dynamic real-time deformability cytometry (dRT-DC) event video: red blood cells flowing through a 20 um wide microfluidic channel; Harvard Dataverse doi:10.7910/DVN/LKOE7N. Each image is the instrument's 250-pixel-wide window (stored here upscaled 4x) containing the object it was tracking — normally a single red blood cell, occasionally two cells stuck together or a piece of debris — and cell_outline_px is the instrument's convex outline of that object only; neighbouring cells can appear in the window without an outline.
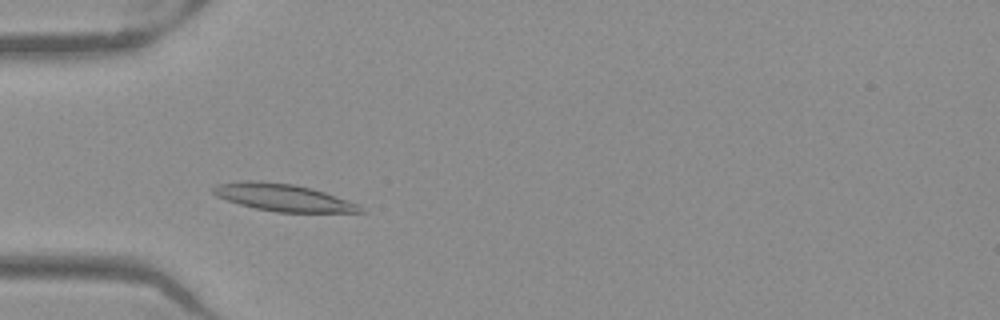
{"species": "Egyptian fruit bat (a non-hibernating species)", "species_latin": "Rousettus aegyptiacus", "temperature_condition": "warm", "stored_images_in_passage": 46, "camera_frame_rate_fps": 3000, "um_per_image_px": 0.085, "frame": {"image": 1, "passage_image": 10, "time_ms": 3.0, "image_size_px": [1000, 320], "cell_outline_px": [[364, 212], [276, 212], [256, 208], [240, 204], [216, 196], [212, 192], [212, 188], [216, 184], [244, 180], [256, 180], [292, 184], [312, 188], [360, 204], [364, 208]], "centroid_in_image_um": [24.07, 16.78], "position_along_channel_um": 60.9, "area_um2": 23.29}}
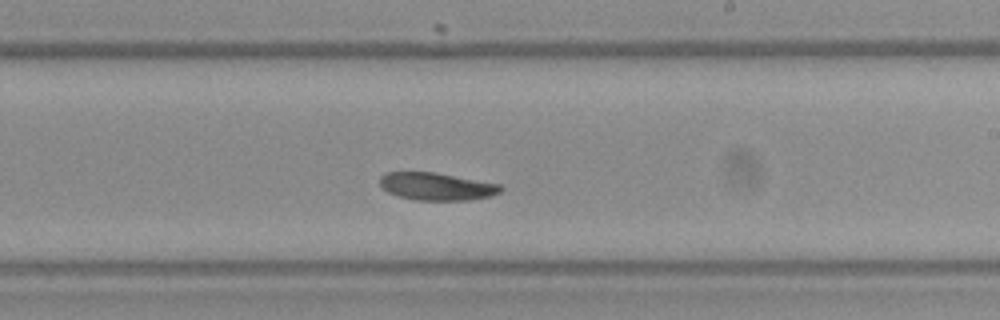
{"frame": {"image": 2, "passage_image": 25, "time_ms": 8.0, "image_size_px": [1000, 320], "cell_outline_px": [[504, 188], [500, 192], [492, 196], [468, 200], [416, 200], [400, 196], [388, 192], [380, 184], [380, 176], [384, 172], [436, 172], [500, 184]], "centroid_in_image_um": [37.14, 15.84], "position_along_channel_um": 251.9, "area_um2": 19.42}}
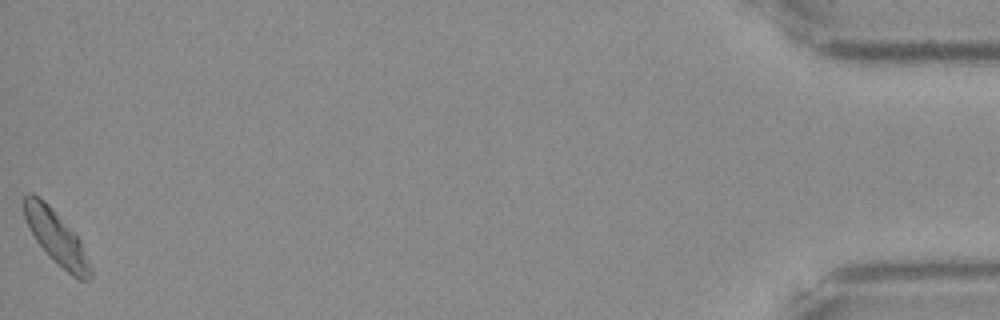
{"frame": {"image": 3, "passage_image": 46, "time_ms": 15.0, "image_size_px": [1000, 320], "cell_outline_px": [[92, 276], [88, 280], [80, 280], [72, 276], [36, 240], [28, 228], [24, 216], [24, 196], [28, 192], [32, 192], [40, 196], [48, 204], [80, 240], [92, 268]], "centroid_in_image_um": [4.78, 20.14], "position_along_channel_um": 430.4, "area_um2": 20.06}, "authors_computed_cell_mechanics": {"area_um2": 20.0566, "velocity_mm_per_s": 3.8981, "shape_relaxation_time_tau1_ms": 4.2263, "shape_relaxation_time_tau2_ms": null, "deformation_change_tau1": 0.118, "deformation_change_tau2": null}}